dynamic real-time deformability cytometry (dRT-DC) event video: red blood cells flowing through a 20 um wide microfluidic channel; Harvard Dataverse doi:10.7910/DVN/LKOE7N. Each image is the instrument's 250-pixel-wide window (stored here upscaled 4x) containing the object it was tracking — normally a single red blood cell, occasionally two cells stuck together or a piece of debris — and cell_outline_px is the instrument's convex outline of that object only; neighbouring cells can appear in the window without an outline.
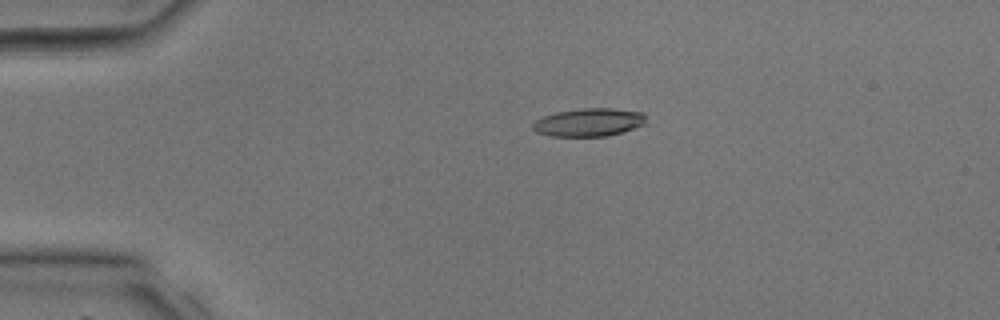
{"species": "common noctule bat (a hibernating species)", "species_latin": "Nyctalus noctula", "temperature_condition": "room temperature", "stored_images_in_passage": 35, "camera_frame_rate_fps": 3000, "um_per_image_px": 0.085, "animal": {"sex": "male", "body_mass_g": 17.9, "forearm_length_mm": 54.2}, "frame": {"image": 1, "passage_image": 6, "time_ms": 1.667, "image_size_px": [1000, 320], "cell_outline_px": [[644, 124], [608, 136], [548, 136], [536, 132], [532, 128], [532, 124], [536, 120], [544, 116], [556, 112], [580, 108], [612, 108], [644, 112]], "centroid_in_image_um": [50.01, 10.39], "position_along_channel_um": 35.0, "area_um2": 18.44}}
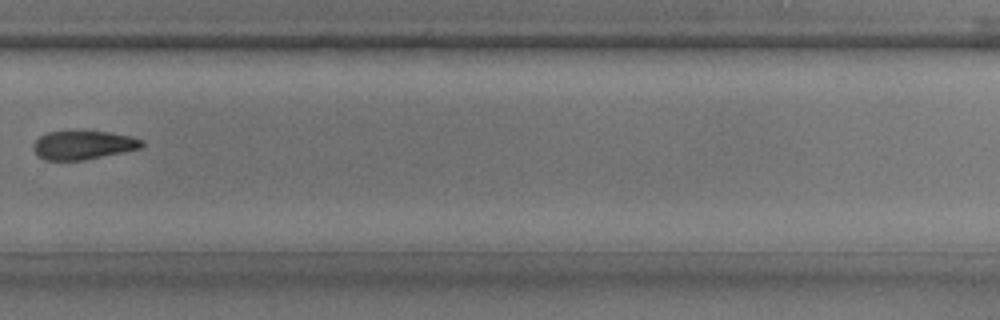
{"frame": {"image": 2, "passage_image": 24, "time_ms": 7.667, "image_size_px": [1000, 320], "cell_outline_px": [[144, 144], [140, 148], [124, 152], [84, 160], [44, 160], [36, 156], [32, 148], [32, 144], [40, 136], [48, 132], [108, 132], [132, 136], [144, 140]], "centroid_in_image_um": [7.06, 12.34], "position_along_channel_um": 322.7, "area_um2": 18.15}}
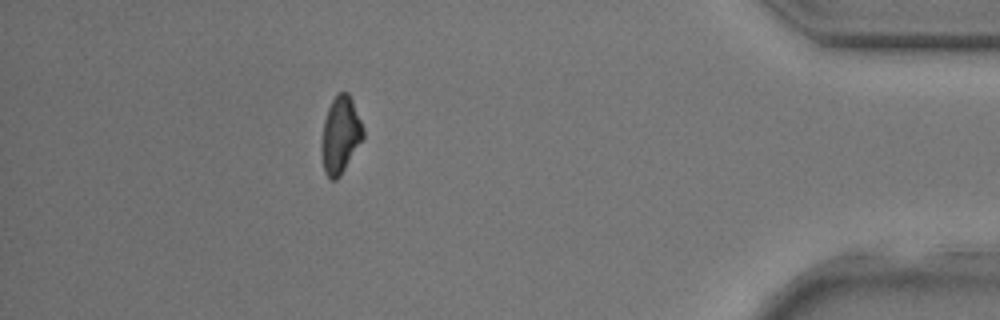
{"frame": {"image": 3, "passage_image": 31, "time_ms": 10.0, "image_size_px": [1000, 320], "cell_outline_px": [[364, 136], [340, 176], [336, 180], [332, 180], [324, 172], [320, 152], [320, 144], [324, 120], [328, 108], [336, 92], [348, 92], [352, 100], [364, 128]], "centroid_in_image_um": [28.91, 11.47], "position_along_channel_um": 406.3, "area_um2": 18.73}}